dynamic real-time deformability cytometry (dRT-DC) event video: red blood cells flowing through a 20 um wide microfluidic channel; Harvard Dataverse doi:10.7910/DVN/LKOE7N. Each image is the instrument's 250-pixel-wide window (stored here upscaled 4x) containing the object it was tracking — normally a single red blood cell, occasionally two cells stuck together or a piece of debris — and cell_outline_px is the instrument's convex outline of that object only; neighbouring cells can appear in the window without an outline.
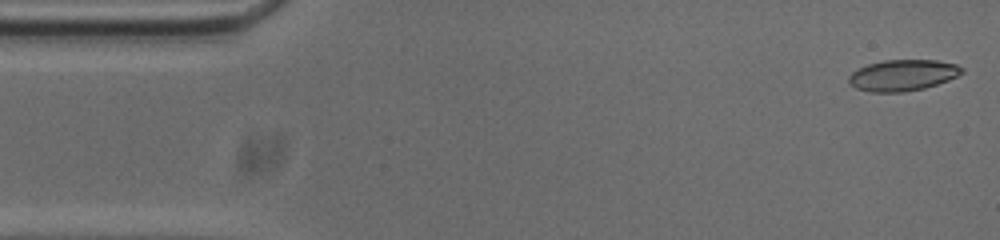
{"species": "common noctule bat (a hibernating species)", "species_latin": "Nyctalus noctula", "temperature_condition": "cold", "stored_images_in_passage": 53, "camera_frame_rate_fps": 3000, "um_per_image_px": 0.085, "animal": {"sex": "male", "body_mass_g": 20.0, "forearm_length_mm": 53.3}, "frame": {"image": 1, "passage_image": 1, "time_ms": 0.0, "image_size_px": [1000, 240], "cell_outline_px": [[964, 72], [948, 80], [924, 88], [904, 92], [872, 92], [856, 88], [848, 80], [848, 76], [852, 72], [868, 64], [884, 60], [936, 60], [956, 64], [964, 68]], "centroid_in_image_um": [76.75, 6.39], "position_along_channel_um": 8.3, "area_um2": 20.4}}
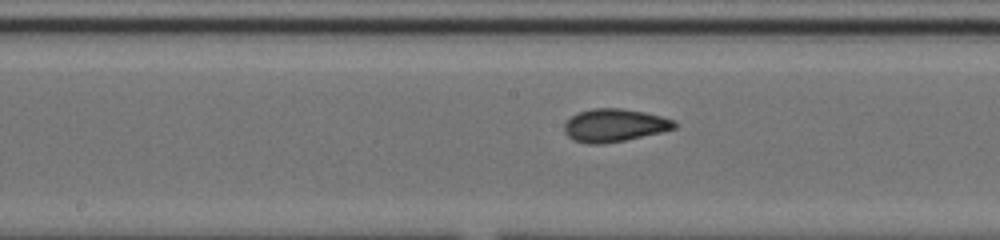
{"frame": {"image": 2, "passage_image": 25, "time_ms": 8.0, "image_size_px": [1000, 240], "cell_outline_px": [[676, 128], [660, 132], [624, 140], [604, 144], [588, 144], [572, 140], [564, 132], [564, 124], [576, 112], [592, 108], [620, 108], [644, 112], [676, 120]], "centroid_in_image_um": [52.19, 10.65], "position_along_channel_um": 196.0, "area_um2": 21.15}}
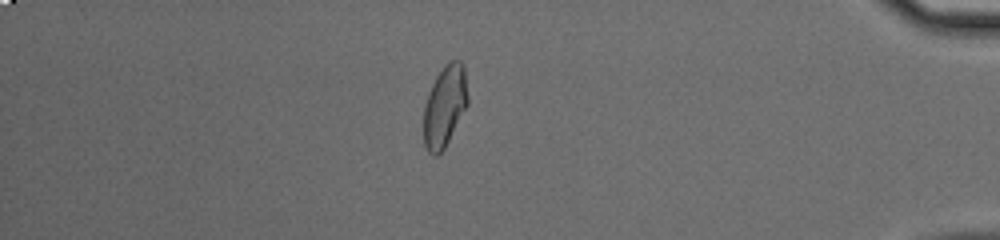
{"frame": {"image": 3, "passage_image": 45, "time_ms": 14.667, "image_size_px": [1000, 240], "cell_outline_px": [[468, 104], [444, 148], [436, 156], [432, 156], [428, 152], [424, 144], [424, 104], [428, 92], [436, 76], [444, 64], [448, 60], [460, 60], [464, 64], [468, 96]], "centroid_in_image_um": [37.8, 8.98], "position_along_channel_um": 397.4, "area_um2": 21.04}, "authors_computed_cell_mechanics": {"area_um2": 20.9236, "velocity_mm_per_s": 3.7336, "shape_relaxation_time_tau1_ms": 7.7839, "shape_relaxation_time_tau2_ms": 1.6298, "deformation_change_tau1": 0.1476, "deformation_change_tau2": 0.0654}}